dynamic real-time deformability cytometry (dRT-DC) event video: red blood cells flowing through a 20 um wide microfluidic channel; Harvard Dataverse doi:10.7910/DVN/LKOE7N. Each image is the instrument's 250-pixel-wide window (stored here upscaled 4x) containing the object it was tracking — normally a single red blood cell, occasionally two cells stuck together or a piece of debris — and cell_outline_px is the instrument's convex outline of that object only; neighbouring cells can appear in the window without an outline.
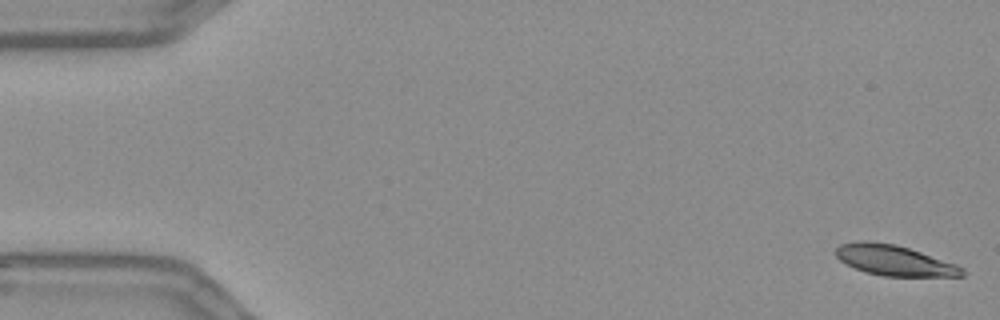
{"species": "Egyptian fruit bat (a non-hibernating species)", "species_latin": "Rousettus aegyptiacus", "temperature_condition": "warm", "stored_images_in_passage": 1, "camera_frame_rate_fps": 3000, "um_per_image_px": 0.085, "frame": {"image": 1, "passage_image": 1, "time_ms": 0.0, "image_size_px": [1000, 320], "cell_outline_px": [[968, 272], [964, 276], [884, 276], [868, 272], [844, 264], [836, 256], [836, 248], [840, 244], [856, 240], [868, 240], [896, 244], [956, 264], [964, 268]], "centroid_in_image_um": [76.01, 22.12], "position_along_channel_um": 9.0, "area_um2": 22.48}}